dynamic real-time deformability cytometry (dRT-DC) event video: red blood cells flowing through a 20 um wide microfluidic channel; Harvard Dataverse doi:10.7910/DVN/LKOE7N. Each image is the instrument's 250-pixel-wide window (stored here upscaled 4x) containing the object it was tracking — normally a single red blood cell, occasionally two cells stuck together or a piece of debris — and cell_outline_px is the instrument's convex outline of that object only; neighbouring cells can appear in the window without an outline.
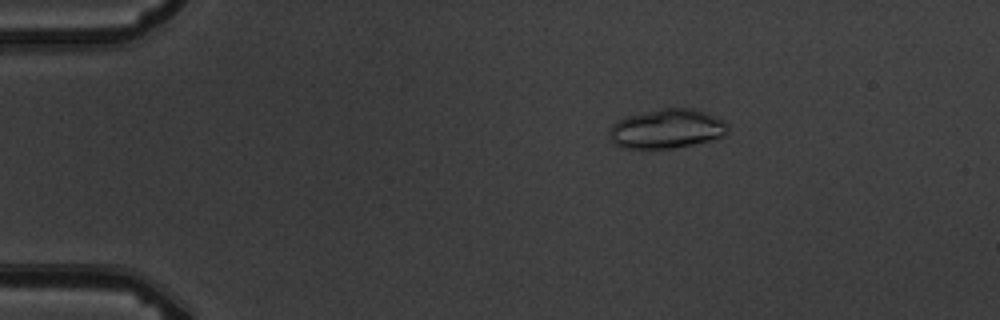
{"species": "common noctule bat (a hibernating species)", "species_latin": "Nyctalus noctula", "temperature_condition": "warm", "stored_images_in_passage": 5, "camera_frame_rate_fps": 3000, "um_per_image_px": 0.085, "animal": {"sex": "male", "body_mass_g": 19.5, "forearm_length_mm": 54.6}, "frame": {"image": 1, "passage_image": 3, "time_ms": 2.333, "image_size_px": [1000, 320], "cell_outline_px": [[728, 132], [724, 136], [692, 144], [672, 148], [620, 148], [612, 140], [608, 132], [612, 124], [628, 116], [660, 108], [692, 108], [716, 116], [724, 120], [728, 124]], "centroid_in_image_um": [56.69, 10.94], "position_along_channel_um": 28.3, "area_um2": 26.99}}